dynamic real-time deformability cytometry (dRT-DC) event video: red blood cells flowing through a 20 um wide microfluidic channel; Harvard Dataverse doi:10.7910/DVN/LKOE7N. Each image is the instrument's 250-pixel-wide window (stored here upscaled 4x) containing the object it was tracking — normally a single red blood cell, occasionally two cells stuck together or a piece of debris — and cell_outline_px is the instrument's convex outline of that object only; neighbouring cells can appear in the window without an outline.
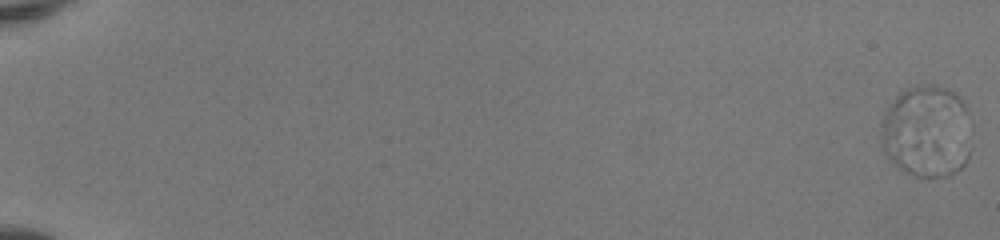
{"species": "human", "species_latin": "Homo sapiens", "temperature_condition": "room temperature", "stored_images_in_passage": 55, "camera_frame_rate_fps": 3000, "um_per_image_px": 0.085, "donor": {"sex": "female"}, "frame": {"image": 1, "passage_image": 1, "time_ms": 0.0, "image_size_px": [1000, 240], "cell_outline_px": [[972, 148], [964, 164], [960, 168], [948, 176], [916, 176], [900, 168], [884, 152], [880, 144], [880, 132], [884, 116], [888, 108], [896, 96], [900, 92], [908, 88], [924, 84], [932, 84], [956, 92], [968, 108], [972, 124]], "centroid_in_image_um": [78.83, 11.15], "position_along_channel_um": 6.2, "area_um2": 49.36}}
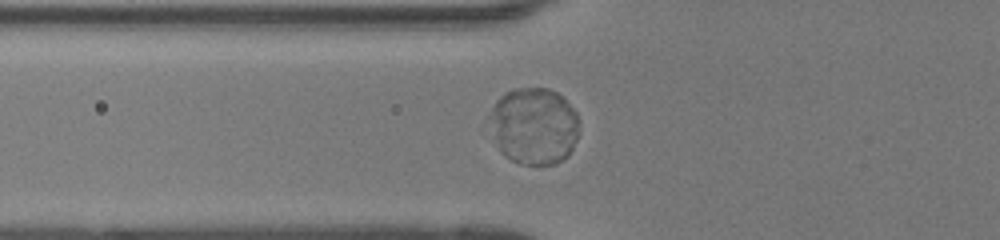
{"frame": {"image": 2, "passage_image": 23, "time_ms": 7.333, "image_size_px": [1000, 240], "cell_outline_px": [[580, 132], [568, 156], [552, 164], [520, 164], [504, 156], [500, 152], [480, 128], [484, 116], [496, 100], [504, 92], [516, 88], [548, 88], [556, 92], [576, 112], [580, 120]], "centroid_in_image_um": [45.22, 10.71], "position_along_channel_um": 80.6, "area_um2": 42.19}}
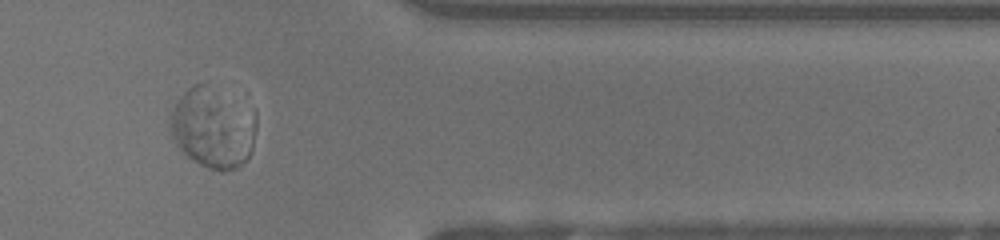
{"frame": {"image": 3, "passage_image": 47, "time_ms": 15.333, "image_size_px": [1000, 240], "cell_outline_px": [[256, 132], [252, 148], [248, 160], [236, 168], [208, 168], [200, 164], [188, 156], [176, 144], [168, 132], [172, 112], [176, 100], [192, 84], [208, 84], [256, 108]], "centroid_in_image_um": [18.13, 10.8], "position_along_channel_um": 393.3, "area_um2": 40.92}}